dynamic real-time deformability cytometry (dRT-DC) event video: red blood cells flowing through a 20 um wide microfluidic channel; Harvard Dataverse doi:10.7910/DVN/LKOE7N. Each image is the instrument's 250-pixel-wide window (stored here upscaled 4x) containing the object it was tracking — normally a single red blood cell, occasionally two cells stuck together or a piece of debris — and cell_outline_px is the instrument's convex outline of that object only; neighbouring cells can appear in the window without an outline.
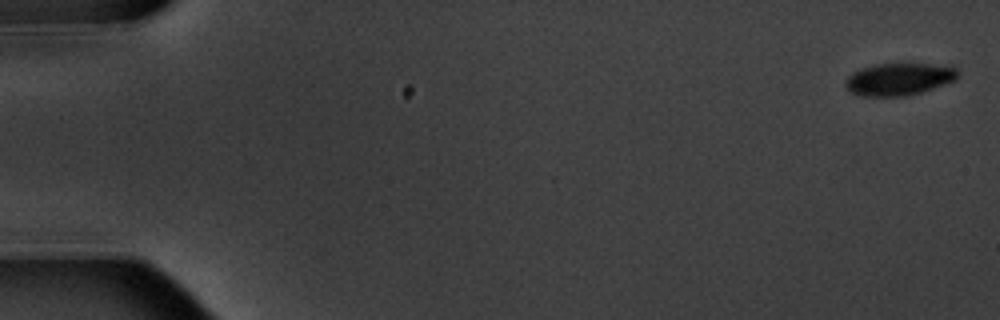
{"species": "common noctule bat (a hibernating species)", "species_latin": "Nyctalus noctula", "temperature_condition": "warm", "stored_images_in_passage": 6, "camera_frame_rate_fps": 3000, "um_per_image_px": 0.085, "animal": {"sex": "male", "body_mass_g": 20.1, "forearm_length_mm": 53.5}, "frame": {"image": 1, "passage_image": 1, "time_ms": 0.0, "image_size_px": [1000, 320], "cell_outline_px": [[956, 80], [908, 96], [860, 96], [848, 92], [844, 84], [844, 80], [852, 72], [860, 68], [876, 64], [932, 64], [956, 68]], "centroid_in_image_um": [76.31, 6.74], "position_along_channel_um": 8.7, "area_um2": 21.1}}
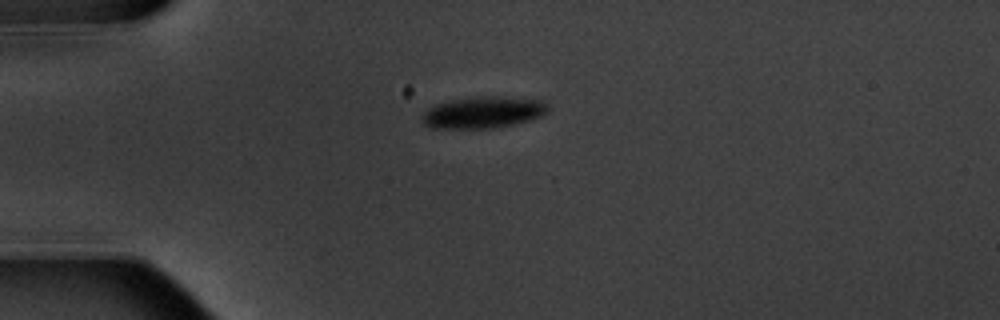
{"frame": {"image": 2, "passage_image": 5, "time_ms": 4.667, "image_size_px": [1000, 320], "cell_outline_px": [[548, 112], [544, 116], [512, 124], [492, 128], [432, 128], [424, 124], [420, 116], [432, 104], [452, 100], [476, 96], [504, 96], [544, 100], [548, 104]], "centroid_in_image_um": [41.08, 9.53], "position_along_channel_um": 43.9, "area_um2": 23.52}}